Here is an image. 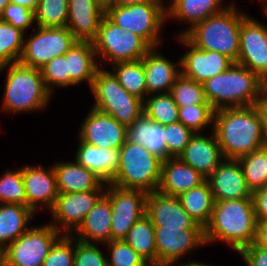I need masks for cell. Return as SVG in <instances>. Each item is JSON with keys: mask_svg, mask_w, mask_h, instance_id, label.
<instances>
[{"mask_svg": "<svg viewBox=\"0 0 267 266\" xmlns=\"http://www.w3.org/2000/svg\"><path fill=\"white\" fill-rule=\"evenodd\" d=\"M211 130L225 159L238 160L266 145L257 105L215 110Z\"/></svg>", "mask_w": 267, "mask_h": 266, "instance_id": "cell-1", "label": "cell"}, {"mask_svg": "<svg viewBox=\"0 0 267 266\" xmlns=\"http://www.w3.org/2000/svg\"><path fill=\"white\" fill-rule=\"evenodd\" d=\"M256 222L252 198L215 202L210 222L204 228L205 244L221 241L239 252L254 243Z\"/></svg>", "mask_w": 267, "mask_h": 266, "instance_id": "cell-2", "label": "cell"}, {"mask_svg": "<svg viewBox=\"0 0 267 266\" xmlns=\"http://www.w3.org/2000/svg\"><path fill=\"white\" fill-rule=\"evenodd\" d=\"M202 84L206 99L215 110L256 105L267 88L258 75L237 62Z\"/></svg>", "mask_w": 267, "mask_h": 266, "instance_id": "cell-3", "label": "cell"}, {"mask_svg": "<svg viewBox=\"0 0 267 266\" xmlns=\"http://www.w3.org/2000/svg\"><path fill=\"white\" fill-rule=\"evenodd\" d=\"M247 13L230 3L223 11L195 24L183 36L201 50L215 51L237 62L242 20Z\"/></svg>", "mask_w": 267, "mask_h": 266, "instance_id": "cell-4", "label": "cell"}, {"mask_svg": "<svg viewBox=\"0 0 267 266\" xmlns=\"http://www.w3.org/2000/svg\"><path fill=\"white\" fill-rule=\"evenodd\" d=\"M6 70L2 110L5 113H27L46 109L52 94L46 89L40 69L19 62L0 67Z\"/></svg>", "mask_w": 267, "mask_h": 266, "instance_id": "cell-5", "label": "cell"}, {"mask_svg": "<svg viewBox=\"0 0 267 266\" xmlns=\"http://www.w3.org/2000/svg\"><path fill=\"white\" fill-rule=\"evenodd\" d=\"M120 163L116 177L110 183L124 189L147 194L157 191L161 179L162 160L139 144L126 142L119 148Z\"/></svg>", "mask_w": 267, "mask_h": 266, "instance_id": "cell-6", "label": "cell"}, {"mask_svg": "<svg viewBox=\"0 0 267 266\" xmlns=\"http://www.w3.org/2000/svg\"><path fill=\"white\" fill-rule=\"evenodd\" d=\"M94 109L112 116L128 127L143 114V100L128 93L114 74L102 66L93 79Z\"/></svg>", "mask_w": 267, "mask_h": 266, "instance_id": "cell-7", "label": "cell"}, {"mask_svg": "<svg viewBox=\"0 0 267 266\" xmlns=\"http://www.w3.org/2000/svg\"><path fill=\"white\" fill-rule=\"evenodd\" d=\"M92 43L100 60L98 61L100 67L102 60L110 62L111 65L141 60L152 49L142 37L124 31L106 15L103 16L98 34Z\"/></svg>", "mask_w": 267, "mask_h": 266, "instance_id": "cell-8", "label": "cell"}, {"mask_svg": "<svg viewBox=\"0 0 267 266\" xmlns=\"http://www.w3.org/2000/svg\"><path fill=\"white\" fill-rule=\"evenodd\" d=\"M105 15L124 31L142 37L152 48L162 45L161 30L167 22L159 0H149L129 6H110Z\"/></svg>", "mask_w": 267, "mask_h": 266, "instance_id": "cell-9", "label": "cell"}, {"mask_svg": "<svg viewBox=\"0 0 267 266\" xmlns=\"http://www.w3.org/2000/svg\"><path fill=\"white\" fill-rule=\"evenodd\" d=\"M63 236L50 223L31 227L10 243L0 258L6 266H42L54 244Z\"/></svg>", "mask_w": 267, "mask_h": 266, "instance_id": "cell-10", "label": "cell"}, {"mask_svg": "<svg viewBox=\"0 0 267 266\" xmlns=\"http://www.w3.org/2000/svg\"><path fill=\"white\" fill-rule=\"evenodd\" d=\"M34 34L24 37L20 64L40 69L55 57L63 56L78 40L65 27L42 28L36 26Z\"/></svg>", "mask_w": 267, "mask_h": 266, "instance_id": "cell-11", "label": "cell"}, {"mask_svg": "<svg viewBox=\"0 0 267 266\" xmlns=\"http://www.w3.org/2000/svg\"><path fill=\"white\" fill-rule=\"evenodd\" d=\"M105 192L106 189H94L87 192L58 193L50 210L53 216L50 224L63 235H72Z\"/></svg>", "mask_w": 267, "mask_h": 266, "instance_id": "cell-12", "label": "cell"}, {"mask_svg": "<svg viewBox=\"0 0 267 266\" xmlns=\"http://www.w3.org/2000/svg\"><path fill=\"white\" fill-rule=\"evenodd\" d=\"M105 196L112 207V240H123L133 224L145 215L147 193L107 184Z\"/></svg>", "mask_w": 267, "mask_h": 266, "instance_id": "cell-13", "label": "cell"}, {"mask_svg": "<svg viewBox=\"0 0 267 266\" xmlns=\"http://www.w3.org/2000/svg\"><path fill=\"white\" fill-rule=\"evenodd\" d=\"M237 63L267 83V25L249 14L242 20Z\"/></svg>", "mask_w": 267, "mask_h": 266, "instance_id": "cell-14", "label": "cell"}, {"mask_svg": "<svg viewBox=\"0 0 267 266\" xmlns=\"http://www.w3.org/2000/svg\"><path fill=\"white\" fill-rule=\"evenodd\" d=\"M157 266H171L194 249L205 246L204 229H163L154 226Z\"/></svg>", "mask_w": 267, "mask_h": 266, "instance_id": "cell-15", "label": "cell"}, {"mask_svg": "<svg viewBox=\"0 0 267 266\" xmlns=\"http://www.w3.org/2000/svg\"><path fill=\"white\" fill-rule=\"evenodd\" d=\"M78 139L96 147L119 149L127 140V127L94 108L83 119Z\"/></svg>", "mask_w": 267, "mask_h": 266, "instance_id": "cell-16", "label": "cell"}, {"mask_svg": "<svg viewBox=\"0 0 267 266\" xmlns=\"http://www.w3.org/2000/svg\"><path fill=\"white\" fill-rule=\"evenodd\" d=\"M177 39L187 47L185 54L180 57L181 74L196 82L203 83L225 72L234 63L223 54L195 47L183 35H178Z\"/></svg>", "mask_w": 267, "mask_h": 266, "instance_id": "cell-17", "label": "cell"}, {"mask_svg": "<svg viewBox=\"0 0 267 266\" xmlns=\"http://www.w3.org/2000/svg\"><path fill=\"white\" fill-rule=\"evenodd\" d=\"M145 215L154 226H163V229H203L183 209L178 197L158 190L147 194Z\"/></svg>", "mask_w": 267, "mask_h": 266, "instance_id": "cell-18", "label": "cell"}, {"mask_svg": "<svg viewBox=\"0 0 267 266\" xmlns=\"http://www.w3.org/2000/svg\"><path fill=\"white\" fill-rule=\"evenodd\" d=\"M23 183L26 194L27 207L34 213L41 208L48 212L55 204L58 196L56 174L53 165L43 168L37 166H22Z\"/></svg>", "mask_w": 267, "mask_h": 266, "instance_id": "cell-19", "label": "cell"}, {"mask_svg": "<svg viewBox=\"0 0 267 266\" xmlns=\"http://www.w3.org/2000/svg\"><path fill=\"white\" fill-rule=\"evenodd\" d=\"M214 201L252 198L242 166L238 160L224 159L206 179Z\"/></svg>", "mask_w": 267, "mask_h": 266, "instance_id": "cell-20", "label": "cell"}, {"mask_svg": "<svg viewBox=\"0 0 267 266\" xmlns=\"http://www.w3.org/2000/svg\"><path fill=\"white\" fill-rule=\"evenodd\" d=\"M208 137L196 133L178 157L206 179L225 159L213 130Z\"/></svg>", "mask_w": 267, "mask_h": 266, "instance_id": "cell-21", "label": "cell"}, {"mask_svg": "<svg viewBox=\"0 0 267 266\" xmlns=\"http://www.w3.org/2000/svg\"><path fill=\"white\" fill-rule=\"evenodd\" d=\"M157 50V47L152 48L142 58L148 96L170 92L175 80L181 75L180 58L178 63H174Z\"/></svg>", "mask_w": 267, "mask_h": 266, "instance_id": "cell-22", "label": "cell"}, {"mask_svg": "<svg viewBox=\"0 0 267 266\" xmlns=\"http://www.w3.org/2000/svg\"><path fill=\"white\" fill-rule=\"evenodd\" d=\"M67 28L78 41H93L105 10L96 0H68Z\"/></svg>", "mask_w": 267, "mask_h": 266, "instance_id": "cell-23", "label": "cell"}, {"mask_svg": "<svg viewBox=\"0 0 267 266\" xmlns=\"http://www.w3.org/2000/svg\"><path fill=\"white\" fill-rule=\"evenodd\" d=\"M75 161L92 171L104 183L110 184L116 177L120 163V150L84 143L78 140Z\"/></svg>", "mask_w": 267, "mask_h": 266, "instance_id": "cell-24", "label": "cell"}, {"mask_svg": "<svg viewBox=\"0 0 267 266\" xmlns=\"http://www.w3.org/2000/svg\"><path fill=\"white\" fill-rule=\"evenodd\" d=\"M205 181L206 178L203 175L185 164L178 157L168 158L162 161L158 191L177 197L181 193L189 191Z\"/></svg>", "mask_w": 267, "mask_h": 266, "instance_id": "cell-25", "label": "cell"}, {"mask_svg": "<svg viewBox=\"0 0 267 266\" xmlns=\"http://www.w3.org/2000/svg\"><path fill=\"white\" fill-rule=\"evenodd\" d=\"M111 217V202L104 195L87 213L82 224L72 233V236L86 243H98L99 245L109 243L112 241Z\"/></svg>", "mask_w": 267, "mask_h": 266, "instance_id": "cell-26", "label": "cell"}, {"mask_svg": "<svg viewBox=\"0 0 267 266\" xmlns=\"http://www.w3.org/2000/svg\"><path fill=\"white\" fill-rule=\"evenodd\" d=\"M53 168L56 174L58 193L87 192L94 189H107L104 183L92 171L78 164L75 160L55 162Z\"/></svg>", "mask_w": 267, "mask_h": 266, "instance_id": "cell-27", "label": "cell"}, {"mask_svg": "<svg viewBox=\"0 0 267 266\" xmlns=\"http://www.w3.org/2000/svg\"><path fill=\"white\" fill-rule=\"evenodd\" d=\"M70 86L87 82L91 88L97 70L100 68L93 43L77 41L65 54Z\"/></svg>", "mask_w": 267, "mask_h": 266, "instance_id": "cell-28", "label": "cell"}, {"mask_svg": "<svg viewBox=\"0 0 267 266\" xmlns=\"http://www.w3.org/2000/svg\"><path fill=\"white\" fill-rule=\"evenodd\" d=\"M127 140L142 145L162 161L167 159L164 126L157 124L144 113L127 127Z\"/></svg>", "mask_w": 267, "mask_h": 266, "instance_id": "cell-29", "label": "cell"}, {"mask_svg": "<svg viewBox=\"0 0 267 266\" xmlns=\"http://www.w3.org/2000/svg\"><path fill=\"white\" fill-rule=\"evenodd\" d=\"M35 213L27 206L0 204V253L31 227Z\"/></svg>", "mask_w": 267, "mask_h": 266, "instance_id": "cell-30", "label": "cell"}, {"mask_svg": "<svg viewBox=\"0 0 267 266\" xmlns=\"http://www.w3.org/2000/svg\"><path fill=\"white\" fill-rule=\"evenodd\" d=\"M183 209L203 229L210 222L215 204L207 181L177 196Z\"/></svg>", "mask_w": 267, "mask_h": 266, "instance_id": "cell-31", "label": "cell"}, {"mask_svg": "<svg viewBox=\"0 0 267 266\" xmlns=\"http://www.w3.org/2000/svg\"><path fill=\"white\" fill-rule=\"evenodd\" d=\"M224 0H182L181 3L167 16L169 19L184 22L189 25L178 35H184L195 24L223 11L229 5H223Z\"/></svg>", "mask_w": 267, "mask_h": 266, "instance_id": "cell-32", "label": "cell"}, {"mask_svg": "<svg viewBox=\"0 0 267 266\" xmlns=\"http://www.w3.org/2000/svg\"><path fill=\"white\" fill-rule=\"evenodd\" d=\"M123 240L150 266H157L154 225L146 215L133 224Z\"/></svg>", "mask_w": 267, "mask_h": 266, "instance_id": "cell-33", "label": "cell"}, {"mask_svg": "<svg viewBox=\"0 0 267 266\" xmlns=\"http://www.w3.org/2000/svg\"><path fill=\"white\" fill-rule=\"evenodd\" d=\"M111 72L120 85L130 94L141 100L148 96L142 59L131 62H119L112 65Z\"/></svg>", "mask_w": 267, "mask_h": 266, "instance_id": "cell-34", "label": "cell"}, {"mask_svg": "<svg viewBox=\"0 0 267 266\" xmlns=\"http://www.w3.org/2000/svg\"><path fill=\"white\" fill-rule=\"evenodd\" d=\"M251 192L267 186V144L238 159Z\"/></svg>", "mask_w": 267, "mask_h": 266, "instance_id": "cell-35", "label": "cell"}, {"mask_svg": "<svg viewBox=\"0 0 267 266\" xmlns=\"http://www.w3.org/2000/svg\"><path fill=\"white\" fill-rule=\"evenodd\" d=\"M178 110L169 92L149 95L143 101V113L163 126L178 122Z\"/></svg>", "mask_w": 267, "mask_h": 266, "instance_id": "cell-36", "label": "cell"}, {"mask_svg": "<svg viewBox=\"0 0 267 266\" xmlns=\"http://www.w3.org/2000/svg\"><path fill=\"white\" fill-rule=\"evenodd\" d=\"M25 35L21 29L0 20V67L20 60Z\"/></svg>", "mask_w": 267, "mask_h": 266, "instance_id": "cell-37", "label": "cell"}, {"mask_svg": "<svg viewBox=\"0 0 267 266\" xmlns=\"http://www.w3.org/2000/svg\"><path fill=\"white\" fill-rule=\"evenodd\" d=\"M68 0H39L34 11L35 24L42 28L65 27L68 21Z\"/></svg>", "mask_w": 267, "mask_h": 266, "instance_id": "cell-38", "label": "cell"}, {"mask_svg": "<svg viewBox=\"0 0 267 266\" xmlns=\"http://www.w3.org/2000/svg\"><path fill=\"white\" fill-rule=\"evenodd\" d=\"M169 93L178 107L192 104H209L204 93L203 84L182 74L175 80Z\"/></svg>", "mask_w": 267, "mask_h": 266, "instance_id": "cell-39", "label": "cell"}, {"mask_svg": "<svg viewBox=\"0 0 267 266\" xmlns=\"http://www.w3.org/2000/svg\"><path fill=\"white\" fill-rule=\"evenodd\" d=\"M215 109L211 104H192L179 107L178 121L193 133H200L214 123Z\"/></svg>", "mask_w": 267, "mask_h": 266, "instance_id": "cell-40", "label": "cell"}, {"mask_svg": "<svg viewBox=\"0 0 267 266\" xmlns=\"http://www.w3.org/2000/svg\"><path fill=\"white\" fill-rule=\"evenodd\" d=\"M5 203L27 206L22 167L8 169L0 177V204Z\"/></svg>", "mask_w": 267, "mask_h": 266, "instance_id": "cell-41", "label": "cell"}, {"mask_svg": "<svg viewBox=\"0 0 267 266\" xmlns=\"http://www.w3.org/2000/svg\"><path fill=\"white\" fill-rule=\"evenodd\" d=\"M46 89L52 94L53 89L70 86V75L67 73L65 56L53 58L40 68ZM56 87V88H55Z\"/></svg>", "mask_w": 267, "mask_h": 266, "instance_id": "cell-42", "label": "cell"}, {"mask_svg": "<svg viewBox=\"0 0 267 266\" xmlns=\"http://www.w3.org/2000/svg\"><path fill=\"white\" fill-rule=\"evenodd\" d=\"M111 251L108 266H150L129 244L124 240H112L104 244Z\"/></svg>", "mask_w": 267, "mask_h": 266, "instance_id": "cell-43", "label": "cell"}, {"mask_svg": "<svg viewBox=\"0 0 267 266\" xmlns=\"http://www.w3.org/2000/svg\"><path fill=\"white\" fill-rule=\"evenodd\" d=\"M164 132L167 146V159L179 157L195 134L179 121L164 126Z\"/></svg>", "mask_w": 267, "mask_h": 266, "instance_id": "cell-44", "label": "cell"}, {"mask_svg": "<svg viewBox=\"0 0 267 266\" xmlns=\"http://www.w3.org/2000/svg\"><path fill=\"white\" fill-rule=\"evenodd\" d=\"M107 258L97 244L74 238L73 266H108Z\"/></svg>", "mask_w": 267, "mask_h": 266, "instance_id": "cell-45", "label": "cell"}, {"mask_svg": "<svg viewBox=\"0 0 267 266\" xmlns=\"http://www.w3.org/2000/svg\"><path fill=\"white\" fill-rule=\"evenodd\" d=\"M74 237L63 235L52 247L42 266H73Z\"/></svg>", "mask_w": 267, "mask_h": 266, "instance_id": "cell-46", "label": "cell"}, {"mask_svg": "<svg viewBox=\"0 0 267 266\" xmlns=\"http://www.w3.org/2000/svg\"><path fill=\"white\" fill-rule=\"evenodd\" d=\"M0 20L26 32L31 26L36 27L34 11L10 2L0 13ZM34 24V25H33Z\"/></svg>", "mask_w": 267, "mask_h": 266, "instance_id": "cell-47", "label": "cell"}, {"mask_svg": "<svg viewBox=\"0 0 267 266\" xmlns=\"http://www.w3.org/2000/svg\"><path fill=\"white\" fill-rule=\"evenodd\" d=\"M238 254L242 257L246 266H267V250L252 245L242 248Z\"/></svg>", "mask_w": 267, "mask_h": 266, "instance_id": "cell-48", "label": "cell"}, {"mask_svg": "<svg viewBox=\"0 0 267 266\" xmlns=\"http://www.w3.org/2000/svg\"><path fill=\"white\" fill-rule=\"evenodd\" d=\"M252 201L257 221H267V186L252 192Z\"/></svg>", "mask_w": 267, "mask_h": 266, "instance_id": "cell-49", "label": "cell"}, {"mask_svg": "<svg viewBox=\"0 0 267 266\" xmlns=\"http://www.w3.org/2000/svg\"><path fill=\"white\" fill-rule=\"evenodd\" d=\"M254 244L267 250V221L256 222V235Z\"/></svg>", "mask_w": 267, "mask_h": 266, "instance_id": "cell-50", "label": "cell"}, {"mask_svg": "<svg viewBox=\"0 0 267 266\" xmlns=\"http://www.w3.org/2000/svg\"><path fill=\"white\" fill-rule=\"evenodd\" d=\"M256 105L261 116L263 136L267 144V88L262 96V99Z\"/></svg>", "mask_w": 267, "mask_h": 266, "instance_id": "cell-51", "label": "cell"}, {"mask_svg": "<svg viewBox=\"0 0 267 266\" xmlns=\"http://www.w3.org/2000/svg\"><path fill=\"white\" fill-rule=\"evenodd\" d=\"M166 0H159L162 13L167 17L180 3L182 0H169V4H164Z\"/></svg>", "mask_w": 267, "mask_h": 266, "instance_id": "cell-52", "label": "cell"}, {"mask_svg": "<svg viewBox=\"0 0 267 266\" xmlns=\"http://www.w3.org/2000/svg\"><path fill=\"white\" fill-rule=\"evenodd\" d=\"M12 3L16 5L24 6L32 11H35L39 0H11Z\"/></svg>", "mask_w": 267, "mask_h": 266, "instance_id": "cell-53", "label": "cell"}, {"mask_svg": "<svg viewBox=\"0 0 267 266\" xmlns=\"http://www.w3.org/2000/svg\"><path fill=\"white\" fill-rule=\"evenodd\" d=\"M149 0H115L113 6H129L134 4L143 3Z\"/></svg>", "mask_w": 267, "mask_h": 266, "instance_id": "cell-54", "label": "cell"}, {"mask_svg": "<svg viewBox=\"0 0 267 266\" xmlns=\"http://www.w3.org/2000/svg\"><path fill=\"white\" fill-rule=\"evenodd\" d=\"M171 266H214V265H209V264L202 263L199 261L196 262V261L190 260V262H186V263L184 262L183 264L180 262V263L173 264Z\"/></svg>", "mask_w": 267, "mask_h": 266, "instance_id": "cell-55", "label": "cell"}, {"mask_svg": "<svg viewBox=\"0 0 267 266\" xmlns=\"http://www.w3.org/2000/svg\"><path fill=\"white\" fill-rule=\"evenodd\" d=\"M115 0H96V2L104 9L106 10L108 7L114 5Z\"/></svg>", "mask_w": 267, "mask_h": 266, "instance_id": "cell-56", "label": "cell"}, {"mask_svg": "<svg viewBox=\"0 0 267 266\" xmlns=\"http://www.w3.org/2000/svg\"><path fill=\"white\" fill-rule=\"evenodd\" d=\"M11 2V0H0V13L5 9V7Z\"/></svg>", "mask_w": 267, "mask_h": 266, "instance_id": "cell-57", "label": "cell"}, {"mask_svg": "<svg viewBox=\"0 0 267 266\" xmlns=\"http://www.w3.org/2000/svg\"><path fill=\"white\" fill-rule=\"evenodd\" d=\"M262 2H261V6L263 7V11L266 9V7H267V0H261Z\"/></svg>", "mask_w": 267, "mask_h": 266, "instance_id": "cell-58", "label": "cell"}, {"mask_svg": "<svg viewBox=\"0 0 267 266\" xmlns=\"http://www.w3.org/2000/svg\"><path fill=\"white\" fill-rule=\"evenodd\" d=\"M0 266H6L5 262L0 258Z\"/></svg>", "mask_w": 267, "mask_h": 266, "instance_id": "cell-59", "label": "cell"}, {"mask_svg": "<svg viewBox=\"0 0 267 266\" xmlns=\"http://www.w3.org/2000/svg\"><path fill=\"white\" fill-rule=\"evenodd\" d=\"M264 14H265V16H267V7H266V9L264 10Z\"/></svg>", "mask_w": 267, "mask_h": 266, "instance_id": "cell-60", "label": "cell"}]
</instances>
